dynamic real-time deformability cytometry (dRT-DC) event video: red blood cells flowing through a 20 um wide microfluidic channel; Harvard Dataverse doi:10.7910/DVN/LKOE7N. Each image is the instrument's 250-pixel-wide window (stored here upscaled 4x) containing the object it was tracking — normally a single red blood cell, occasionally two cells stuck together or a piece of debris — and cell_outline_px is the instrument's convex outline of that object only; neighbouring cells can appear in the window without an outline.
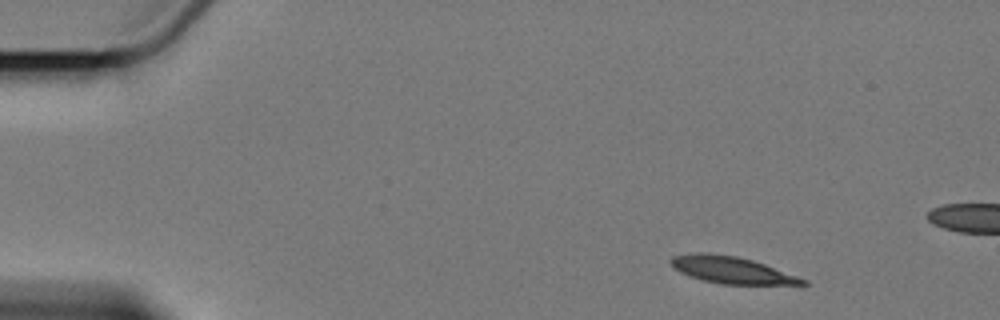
{"species": "Egyptian fruit bat (a non-hibernating species)", "species_latin": "Rousettus aegyptiacus", "temperature_condition": "cold", "stored_images_in_passage": 3, "camera_frame_rate_fps": 3000, "um_per_image_px": 0.085, "animal": {"sex": "female"}, "frame": {"image": 1, "passage_image": 3, "time_ms": 3.333, "image_size_px": [1000, 320], "cell_outline_px": [[808, 284], [720, 284], [700, 280], [688, 276], [672, 268], [668, 260], [672, 256], [696, 252], [708, 252], [736, 256], [752, 260], [764, 264], [808, 280]], "centroid_in_image_um": [62.09, 22.94], "position_along_channel_um": 22.9, "area_um2": 20.75}}